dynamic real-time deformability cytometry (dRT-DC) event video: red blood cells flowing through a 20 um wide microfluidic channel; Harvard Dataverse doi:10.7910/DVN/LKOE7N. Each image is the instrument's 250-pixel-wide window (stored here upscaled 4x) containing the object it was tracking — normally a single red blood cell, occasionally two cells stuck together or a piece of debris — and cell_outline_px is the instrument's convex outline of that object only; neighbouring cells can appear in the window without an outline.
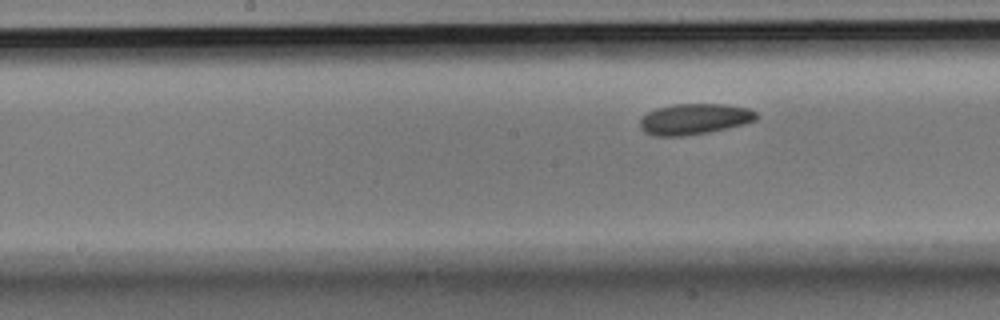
{"species": "Egyptian fruit bat (a non-hibernating species)", "species_latin": "Rousettus aegyptiacus", "temperature_condition": "room temperature", "stored_images_in_passage": 8, "segment_of_instrument_passage": [3, 3], "camera_frame_rate_fps": 3000, "um_per_image_px": 0.085, "animal": {"sex": "male"}, "frame": {"image": 1, "passage_image": 8, "time_ms": 2.333, "image_size_px": [1000, 320], "cell_outline_px": [[760, 116], [756, 120], [708, 132], [684, 136], [656, 136], [644, 132], [640, 128], [640, 120], [648, 112], [656, 108], [672, 104], [724, 104], [748, 108], [756, 112]], "centroid_in_image_um": [59.0, 10.11], "position_along_channel_um": 189.2, "area_um2": 20.81}}